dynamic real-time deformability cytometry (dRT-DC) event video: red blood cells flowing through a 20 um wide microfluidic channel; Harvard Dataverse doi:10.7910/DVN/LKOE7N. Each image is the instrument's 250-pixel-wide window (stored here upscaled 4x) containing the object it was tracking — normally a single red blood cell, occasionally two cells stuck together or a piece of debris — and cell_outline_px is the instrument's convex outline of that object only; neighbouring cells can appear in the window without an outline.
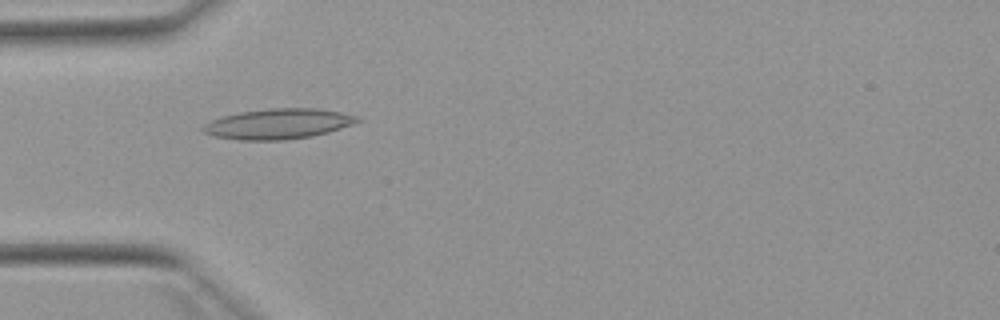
{"species": "Egyptian fruit bat (a non-hibernating species)", "species_latin": "Rousettus aegyptiacus", "temperature_condition": "warm", "stored_images_in_passage": 52, "camera_frame_rate_fps": 3000, "um_per_image_px": 0.085, "animal": {"sex": "female"}, "frame": {"image": 1, "passage_image": 16, "time_ms": 5.0, "image_size_px": [1000, 320], "cell_outline_px": [[360, 120], [352, 124], [328, 132], [312, 136], [280, 140], [240, 140], [216, 136], [204, 132], [200, 128], [204, 124], [212, 120], [224, 116], [240, 112], [272, 108], [316, 108], [340, 112], [360, 116]], "centroid_in_image_um": [23.66, 10.52], "position_along_channel_um": 61.3, "area_um2": 26.99}}
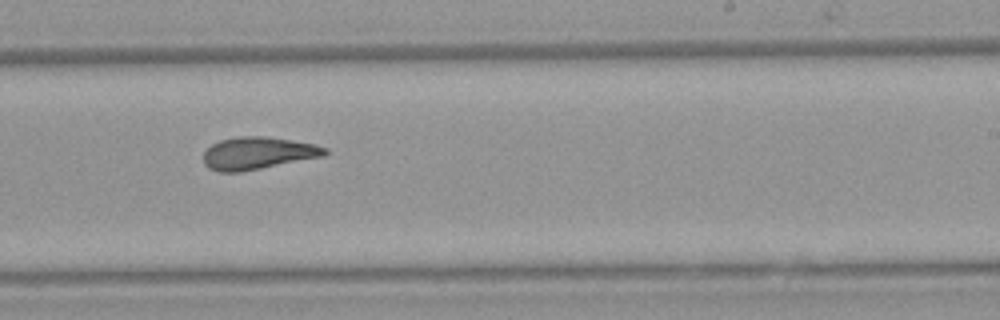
{"frame": {"image": 2, "passage_image": 32, "time_ms": 10.333, "image_size_px": [1000, 320], "cell_outline_px": [[328, 152], [324, 156], [240, 172], [220, 172], [208, 168], [204, 164], [204, 152], [212, 144], [220, 140], [236, 136], [264, 136], [292, 140], [316, 144], [328, 148]], "centroid_in_image_um": [21.92, 13.01], "position_along_channel_um": 267.1, "area_um2": 22.95}}
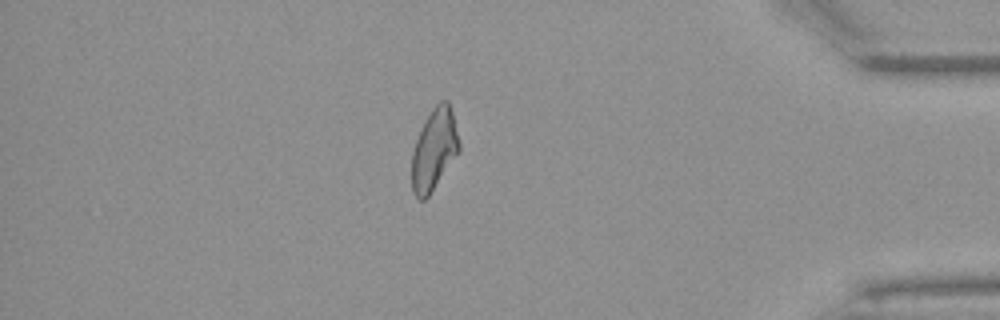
{"frame": {"image": 3, "passage_image": 45, "time_ms": 14.667, "image_size_px": [1000, 320], "cell_outline_px": [[460, 152], [428, 196], [424, 200], [420, 200], [412, 192], [412, 152], [420, 128], [424, 120], [432, 108], [440, 100], [448, 100], [452, 112], [460, 144]], "centroid_in_image_um": [36.9, 12.7], "position_along_channel_um": 398.3, "area_um2": 22.54}, "authors_computed_cell_mechanics": {"area_um2": 23.3512, "velocity_mm_per_s": 3.8984, "shape_relaxation_time_tau1_ms": null, "shape_relaxation_time_tau2_ms": 3.0235, "deformation_change_tau1": null, "deformation_change_tau2": 0.1072}}